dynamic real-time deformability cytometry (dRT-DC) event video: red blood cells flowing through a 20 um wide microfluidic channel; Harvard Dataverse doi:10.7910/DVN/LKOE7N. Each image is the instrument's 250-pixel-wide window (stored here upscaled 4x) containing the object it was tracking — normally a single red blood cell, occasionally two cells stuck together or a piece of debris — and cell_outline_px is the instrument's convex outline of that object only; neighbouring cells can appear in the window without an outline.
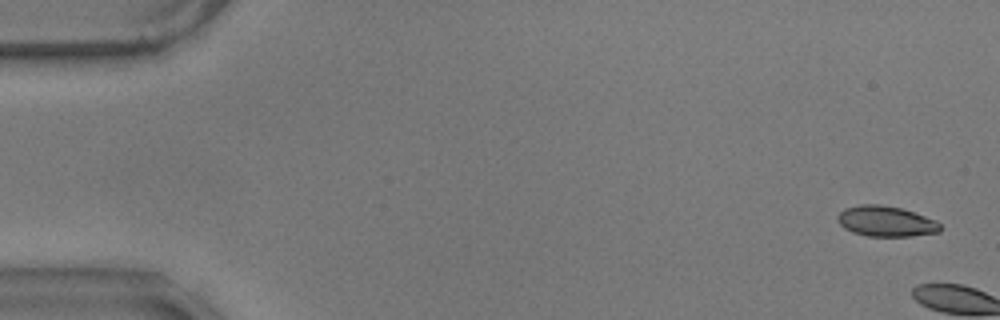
{"species": "common noctule bat (a hibernating species)", "species_latin": "Nyctalus noctula", "temperature_condition": "warm", "stored_images_in_passage": 5, "camera_frame_rate_fps": 3000, "um_per_image_px": 0.085, "animal": {"sex": "male", "body_mass_g": 17.9}, "frame": {"image": 1, "passage_image": 2, "time_ms": 0.333, "image_size_px": [1000, 320], "cell_outline_px": [[940, 232], [912, 236], [868, 236], [852, 232], [844, 228], [836, 220], [836, 216], [844, 208], [860, 204], [880, 204], [900, 208], [936, 220], [940, 224]], "centroid_in_image_um": [75.27, 18.81], "position_along_channel_um": 9.7, "area_um2": 18.26}}